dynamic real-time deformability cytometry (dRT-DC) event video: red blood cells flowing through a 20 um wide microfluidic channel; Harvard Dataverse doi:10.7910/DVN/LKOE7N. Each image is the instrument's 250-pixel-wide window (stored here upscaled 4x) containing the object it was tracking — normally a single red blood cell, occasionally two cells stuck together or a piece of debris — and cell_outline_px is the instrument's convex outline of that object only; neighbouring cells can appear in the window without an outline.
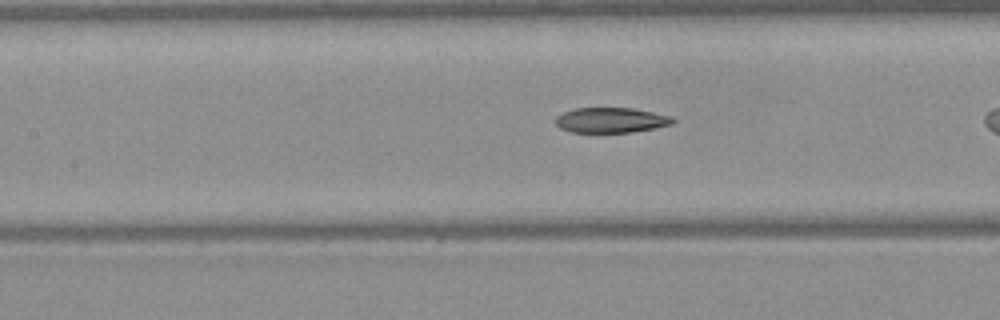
{"species": "Egyptian fruit bat (a non-hibernating species)", "species_latin": "Rousettus aegyptiacus", "temperature_condition": "warm", "stored_images_in_passage": 26, "camera_frame_rate_fps": 3000, "um_per_image_px": 0.085, "frame": {"image": 1, "passage_image": 8, "time_ms": 2.333, "image_size_px": [1000, 320], "cell_outline_px": [[676, 120], [672, 124], [656, 128], [632, 132], [568, 132], [560, 128], [556, 124], [556, 116], [564, 112], [576, 108], [632, 108], [672, 116]], "centroid_in_image_um": [51.95, 10.22], "position_along_channel_um": 155.5, "area_um2": 17.22}, "authors_computed_cell_mechanics": {"area_um2": 18.2648, "velocity_mm_per_s": 4.11, "shape_relaxation_time_tau1_ms": 5.5982, "shape_relaxation_time_tau2_ms": 3.9405, "deformation_change_tau1": 0.1753, "deformation_change_tau2": 0.1159}}